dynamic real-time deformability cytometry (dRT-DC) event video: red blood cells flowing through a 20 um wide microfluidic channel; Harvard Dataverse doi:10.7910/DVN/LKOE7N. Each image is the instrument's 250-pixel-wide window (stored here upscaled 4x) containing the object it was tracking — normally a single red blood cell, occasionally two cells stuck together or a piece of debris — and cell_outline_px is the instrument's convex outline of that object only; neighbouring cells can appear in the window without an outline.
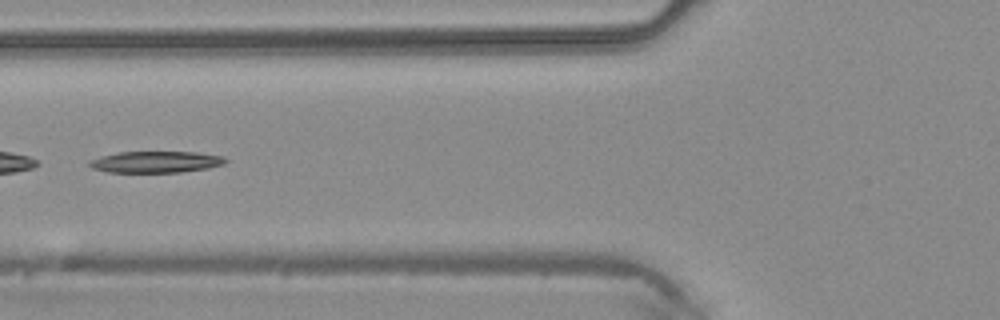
{"species": "common noctule bat (a hibernating species)", "species_latin": "Nyctalus noctula", "temperature_condition": "warm", "stored_images_in_passage": 6, "camera_frame_rate_fps": 3000, "um_per_image_px": 0.085, "animal": {"sex": "male", "body_mass_g": 20.4}, "frame": {"image": 1, "passage_image": 5, "time_ms": 1.333, "image_size_px": [1000, 320], "cell_outline_px": [[228, 160], [224, 164], [208, 168], [180, 172], [108, 172], [92, 168], [88, 164], [88, 160], [100, 156], [120, 152], [196, 152], [224, 156]], "centroid_in_image_um": [13.24, 13.76], "position_along_channel_um": 112.6, "area_um2": 17.05}}
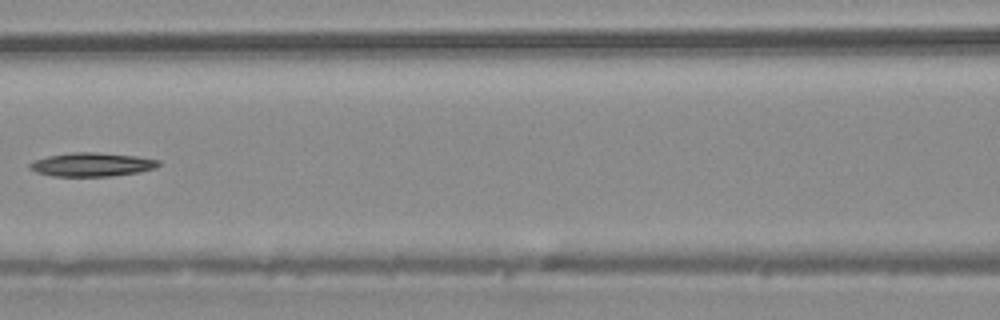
{"frame": {"image": 2, "passage_image": 6, "time_ms": 1.667, "image_size_px": [1000, 320], "cell_outline_px": [[160, 164], [156, 168], [140, 172], [112, 176], [52, 176], [36, 172], [28, 168], [28, 164], [36, 160], [48, 156], [72, 152], [96, 152], [136, 156], [160, 160]], "centroid_in_image_um": [7.82, 13.99], "position_along_channel_um": 158.8, "area_um2": 17.86}}